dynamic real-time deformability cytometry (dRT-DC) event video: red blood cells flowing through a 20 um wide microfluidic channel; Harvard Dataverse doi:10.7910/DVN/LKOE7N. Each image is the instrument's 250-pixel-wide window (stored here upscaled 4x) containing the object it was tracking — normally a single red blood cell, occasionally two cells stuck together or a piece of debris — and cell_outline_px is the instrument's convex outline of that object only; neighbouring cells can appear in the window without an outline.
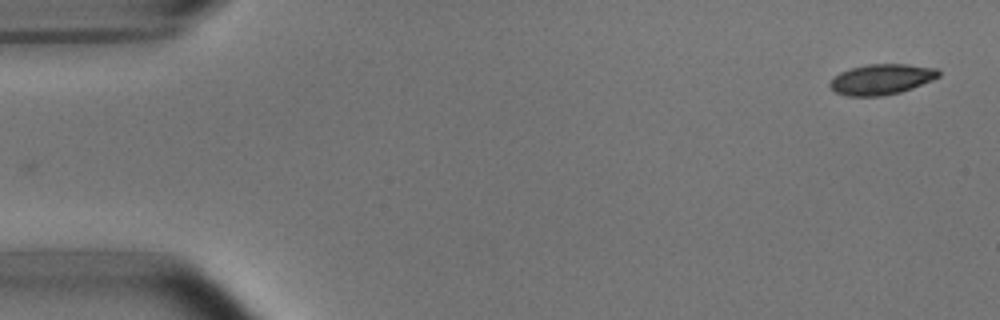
{"species": "common noctule bat (a hibernating species)", "species_latin": "Nyctalus noctula", "temperature_condition": "room temperature", "stored_images_in_passage": 52, "camera_frame_rate_fps": 3000, "um_per_image_px": 0.085, "animal": {"sex": "male", "body_mass_g": 15.6}, "frame": {"image": 1, "passage_image": 1, "time_ms": 0.0, "image_size_px": [1000, 320], "cell_outline_px": [[940, 76], [932, 80], [912, 88], [900, 92], [880, 96], [848, 96], [836, 92], [828, 84], [840, 72], [852, 68], [868, 64], [908, 64], [936, 68], [940, 72]], "centroid_in_image_um": [74.95, 6.74], "position_along_channel_um": 10.1, "area_um2": 19.13}}
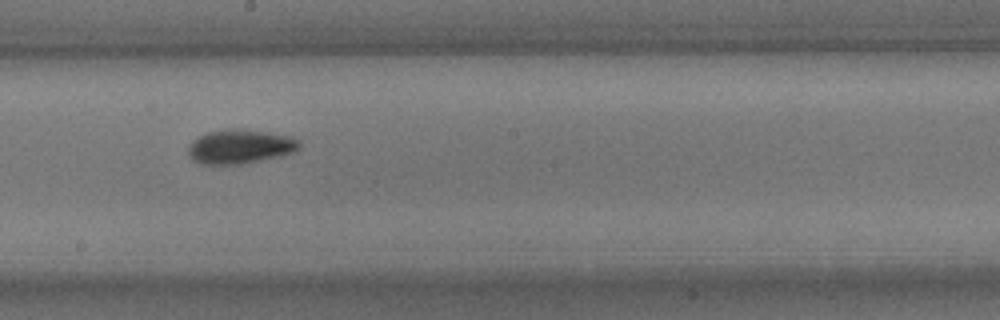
{"frame": {"image": 2, "passage_image": 28, "time_ms": 9.0, "image_size_px": [1000, 320], "cell_outline_px": [[300, 148], [296, 152], [280, 156], [244, 164], [200, 164], [192, 160], [188, 156], [188, 148], [192, 140], [208, 132], [232, 128], [240, 128], [288, 136], [300, 140]], "centroid_in_image_um": [20.4, 12.47], "position_along_channel_um": 227.8, "area_um2": 22.25}}
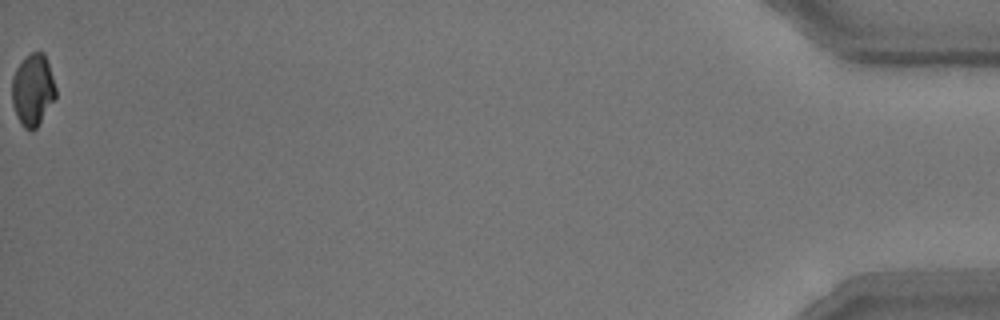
{"frame": {"image": 3, "passage_image": 52, "time_ms": 17.0, "image_size_px": [1000, 320], "cell_outline_px": [[56, 96], [36, 128], [32, 132], [24, 128], [12, 104], [12, 76], [16, 68], [32, 52], [44, 52], [56, 88]], "centroid_in_image_um": [2.79, 7.65], "position_along_channel_um": 432.4, "area_um2": 17.92}, "authors_computed_cell_mechanics": {"area_um2": 20.2878, "velocity_mm_per_s": 3.7671, "shape_relaxation_time_tau1_ms": 2.6682, "shape_relaxation_time_tau2_ms": 1.3083, "deformation_change_tau1": 0.1013, "deformation_change_tau2": 0.0464}}